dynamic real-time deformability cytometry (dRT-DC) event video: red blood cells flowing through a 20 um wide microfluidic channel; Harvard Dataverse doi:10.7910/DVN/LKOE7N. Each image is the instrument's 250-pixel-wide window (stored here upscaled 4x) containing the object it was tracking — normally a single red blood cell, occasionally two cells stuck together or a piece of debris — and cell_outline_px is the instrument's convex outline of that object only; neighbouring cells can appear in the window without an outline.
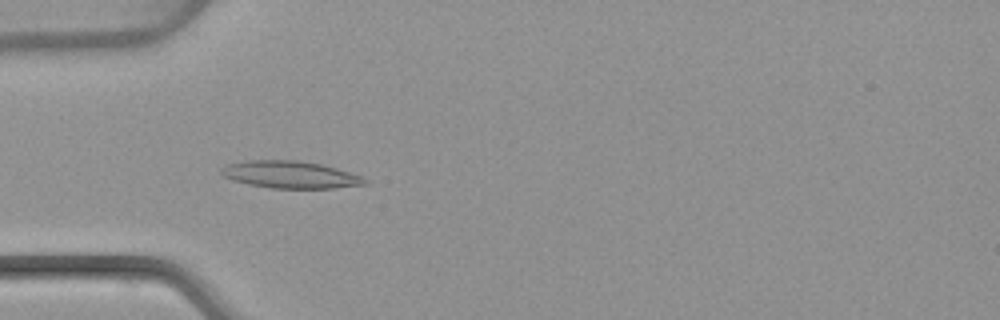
{"species": "common noctule bat (a hibernating species)", "species_latin": "Nyctalus noctula", "temperature_condition": "warm", "stored_images_in_passage": 51, "camera_frame_rate_fps": 3000, "um_per_image_px": 0.085, "animal": {"sex": "female", "body_mass_g": 22.7, "forearm_length_mm": 54.2}, "frame": {"image": 1, "passage_image": 16, "time_ms": 5.0, "image_size_px": [1000, 320], "cell_outline_px": [[368, 184], [332, 188], [272, 188], [248, 184], [232, 180], [224, 176], [220, 172], [220, 168], [224, 164], [248, 160], [296, 160], [320, 164], [336, 168], [364, 176], [368, 180]], "centroid_in_image_um": [24.67, 14.84], "position_along_channel_um": 60.3, "area_um2": 22.89}}
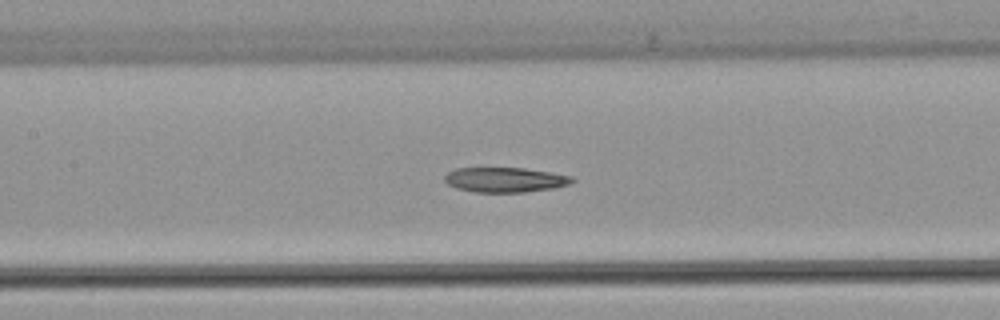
{"frame": {"image": 2, "passage_image": 24, "time_ms": 7.667, "image_size_px": [1000, 320], "cell_outline_px": [[576, 180], [568, 184], [552, 188], [524, 192], [472, 192], [456, 188], [448, 184], [444, 180], [444, 176], [448, 172], [456, 168], [524, 168], [572, 176]], "centroid_in_image_um": [42.89, 15.28], "position_along_channel_um": 164.5, "area_um2": 18.38}}
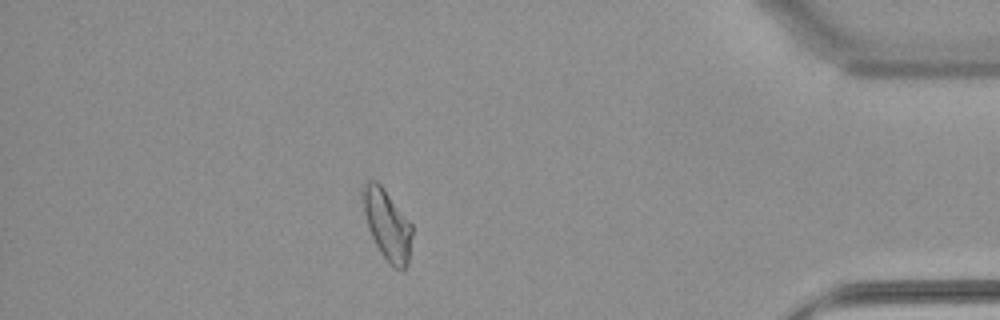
{"frame": {"image": 3, "passage_image": 45, "time_ms": 14.667, "image_size_px": [1000, 320], "cell_outline_px": [[412, 236], [408, 260], [404, 268], [392, 268], [388, 264], [380, 252], [368, 228], [364, 212], [364, 184], [368, 180], [376, 180], [384, 188], [412, 224]], "centroid_in_image_um": [32.93, 19.12], "position_along_channel_um": 402.3, "area_um2": 19.83}, "authors_computed_cell_mechanics": {"area_um2": 20.4612, "velocity_mm_per_s": 4.0016, "shape_relaxation_time_tau1_ms": null, "shape_relaxation_time_tau2_ms": 7.9027, "deformation_change_tau1": null, "deformation_change_tau2": 0.1706}}